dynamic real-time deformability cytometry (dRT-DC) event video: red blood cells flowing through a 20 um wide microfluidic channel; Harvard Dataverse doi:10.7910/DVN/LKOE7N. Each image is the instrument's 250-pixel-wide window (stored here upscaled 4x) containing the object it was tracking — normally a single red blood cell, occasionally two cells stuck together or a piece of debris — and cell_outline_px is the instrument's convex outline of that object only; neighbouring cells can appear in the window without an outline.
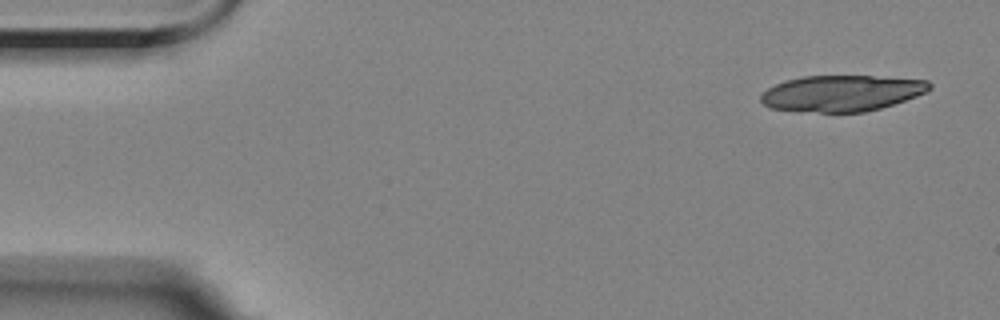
{"species": "Egyptian fruit bat (a non-hibernating species)", "species_latin": "Rousettus aegyptiacus", "temperature_condition": "room temperature", "stored_images_in_passage": 5, "camera_frame_rate_fps": 3000, "um_per_image_px": 0.085, "animal": {"sex": "female"}, "frame": {"image": 1, "passage_image": 1, "time_ms": 0.0, "image_size_px": [1000, 320], "cell_outline_px": [[932, 88], [928, 92], [880, 108], [864, 112], [820, 112], [768, 108], [760, 100], [760, 96], [768, 88], [784, 80], [804, 76], [872, 76], [928, 80], [932, 84]], "centroid_in_image_um": [71.56, 7.92], "position_along_channel_um": 13.4, "area_um2": 35.37}}
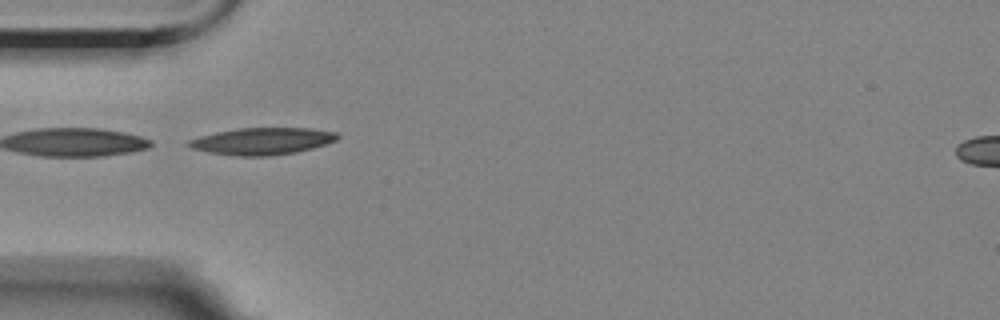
{"frame": {"image": 2, "passage_image": 5, "time_ms": 4.667, "image_size_px": [1000, 320], "cell_outline_px": [[340, 136], [336, 140], [312, 148], [296, 152], [268, 156], [236, 156], [208, 152], [192, 148], [184, 144], [188, 140], [200, 136], [216, 132], [240, 128], [308, 128], [336, 132]], "centroid_in_image_um": [22.25, 12.0], "position_along_channel_um": 62.7, "area_um2": 23.29}}